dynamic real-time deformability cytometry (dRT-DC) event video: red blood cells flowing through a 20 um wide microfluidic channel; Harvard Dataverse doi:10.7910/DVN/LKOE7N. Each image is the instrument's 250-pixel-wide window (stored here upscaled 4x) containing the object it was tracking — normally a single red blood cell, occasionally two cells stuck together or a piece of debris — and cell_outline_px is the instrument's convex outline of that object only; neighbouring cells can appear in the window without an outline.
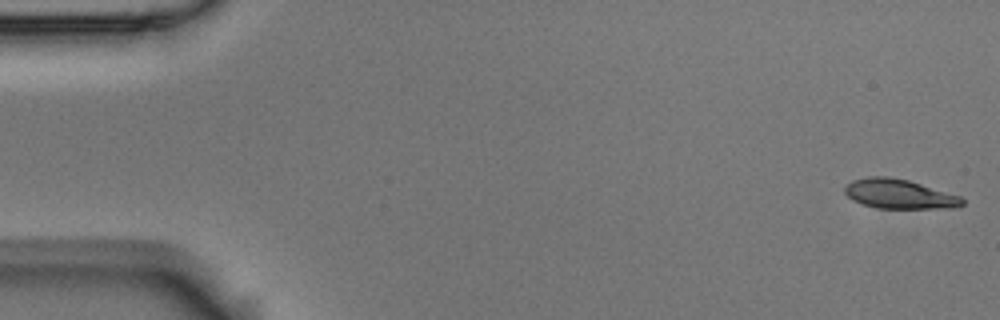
{"species": "Egyptian fruit bat (a non-hibernating species)", "species_latin": "Rousettus aegyptiacus", "temperature_condition": "room temperature", "stored_images_in_passage": 4, "camera_frame_rate_fps": 3000, "um_per_image_px": 0.085, "animal": {"sex": "male"}, "frame": {"image": 1, "passage_image": 1, "time_ms": 0.0, "image_size_px": [1000, 320], "cell_outline_px": [[964, 204], [956, 208], [880, 208], [864, 204], [852, 200], [844, 192], [844, 188], [852, 180], [868, 176], [888, 176], [908, 180], [960, 196], [964, 200]], "centroid_in_image_um": [76.43, 16.48], "position_along_channel_um": 8.6, "area_um2": 20.06}}